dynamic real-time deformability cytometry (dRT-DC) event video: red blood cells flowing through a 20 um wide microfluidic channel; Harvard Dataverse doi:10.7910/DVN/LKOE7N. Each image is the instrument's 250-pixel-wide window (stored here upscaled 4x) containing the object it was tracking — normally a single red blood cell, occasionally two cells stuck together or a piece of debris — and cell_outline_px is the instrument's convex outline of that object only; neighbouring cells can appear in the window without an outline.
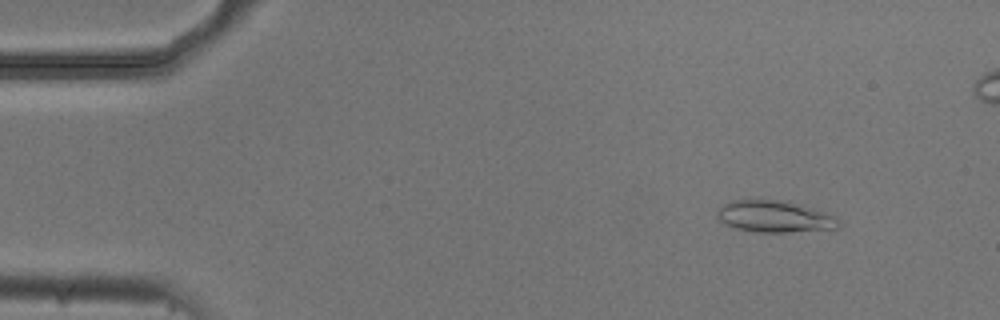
{"species": "common noctule bat (a hibernating species)", "species_latin": "Nyctalus noctula", "temperature_condition": "cold", "stored_images_in_passage": 52, "camera_frame_rate_fps": 3000, "um_per_image_px": 0.085, "animal": {"sex": "male", "body_mass_g": 20.5, "forearm_length_mm": 52.5}, "frame": {"image": 1, "passage_image": 6, "time_ms": 1.667, "image_size_px": [1000, 320], "cell_outline_px": [[840, 224], [836, 228], [788, 232], [756, 232], [736, 228], [724, 224], [716, 216], [716, 212], [728, 200], [788, 200], [836, 216], [840, 220]], "centroid_in_image_um": [65.82, 18.4], "position_along_channel_um": 19.2, "area_um2": 22.48}}
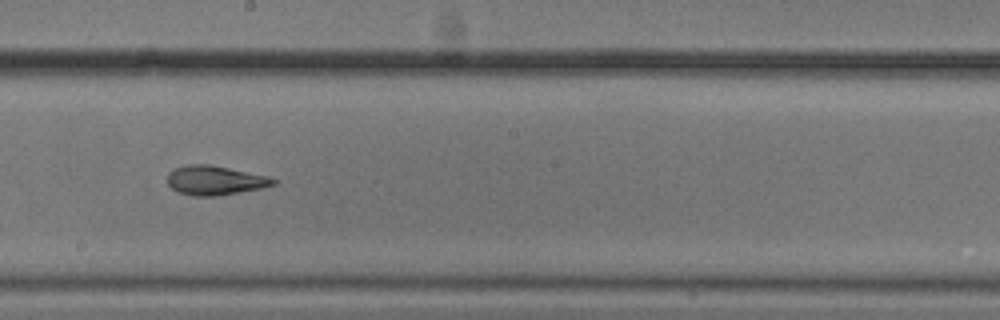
{"frame": {"image": 2, "passage_image": 30, "time_ms": 9.667, "image_size_px": [1000, 320], "cell_outline_px": [[276, 184], [264, 188], [216, 196], [192, 196], [180, 192], [172, 188], [168, 184], [168, 172], [172, 168], [188, 164], [208, 164], [268, 176], [276, 180]], "centroid_in_image_um": [18.26, 15.33], "position_along_channel_um": 229.9, "area_um2": 18.09}}
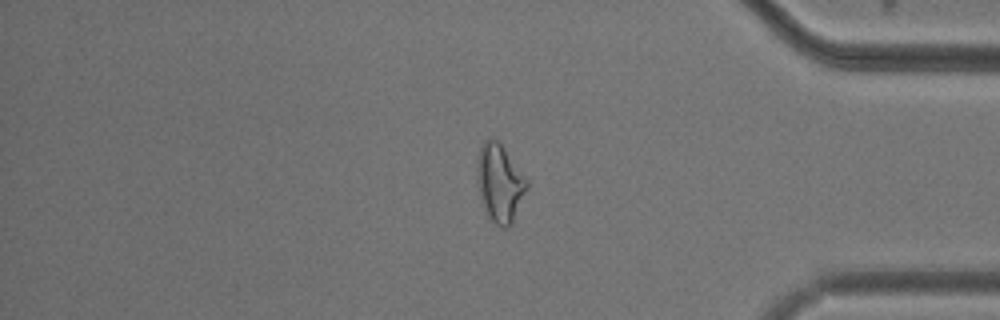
{"frame": {"image": 3, "passage_image": 45, "time_ms": 14.667, "image_size_px": [1000, 320], "cell_outline_px": [[528, 188], [512, 224], [508, 228], [504, 228], [496, 224], [488, 216], [484, 208], [480, 196], [476, 168], [476, 164], [480, 144], [488, 136], [492, 136], [500, 144], [528, 180]], "centroid_in_image_um": [42.47, 15.54], "position_along_channel_um": 392.7, "area_um2": 22.6}, "authors_computed_cell_mechanics": {"area_um2": 19.5653, "velocity_mm_per_s": 3.7196, "shape_relaxation_time_tau1_ms": 3.5598, "shape_relaxation_time_tau2_ms": 3.1978, "deformation_change_tau1": 0.122, "deformation_change_tau2": 0.1167}}